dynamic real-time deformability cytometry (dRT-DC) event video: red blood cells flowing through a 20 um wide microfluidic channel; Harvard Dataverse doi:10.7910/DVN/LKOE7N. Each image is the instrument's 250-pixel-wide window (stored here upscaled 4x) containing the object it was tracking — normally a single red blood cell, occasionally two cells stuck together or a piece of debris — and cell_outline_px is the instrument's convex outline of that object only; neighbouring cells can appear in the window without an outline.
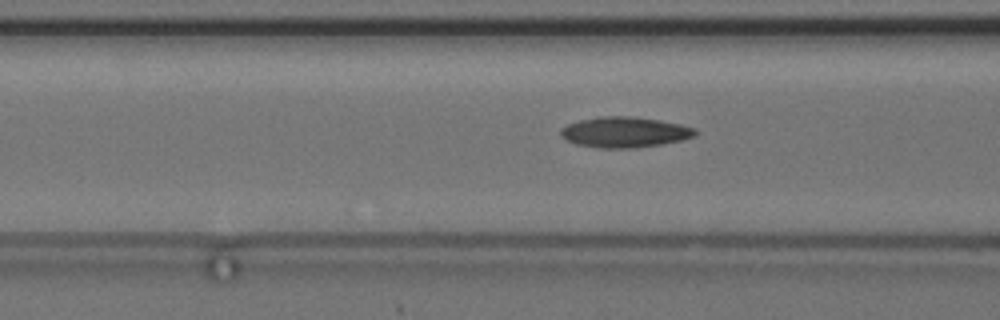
{"species": "common noctule bat (a hibernating species)", "species_latin": "Nyctalus noctula", "temperature_condition": "cold", "stored_images_in_passage": 49, "camera_frame_rate_fps": 3000, "um_per_image_px": 0.085, "animal": {"sex": "female", "body_mass_g": 24.6, "forearm_length_mm": 56.2}, "frame": {"image": 1, "passage_image": 15, "time_ms": 4.667, "image_size_px": [1000, 320], "cell_outline_px": [[700, 132], [696, 136], [680, 140], [660, 144], [632, 148], [596, 148], [576, 144], [560, 136], [560, 128], [568, 124], [580, 120], [600, 116], [628, 116], [660, 120], [680, 124], [696, 128]], "centroid_in_image_um": [53.1, 11.23], "position_along_channel_um": 113.5, "area_um2": 24.04}}
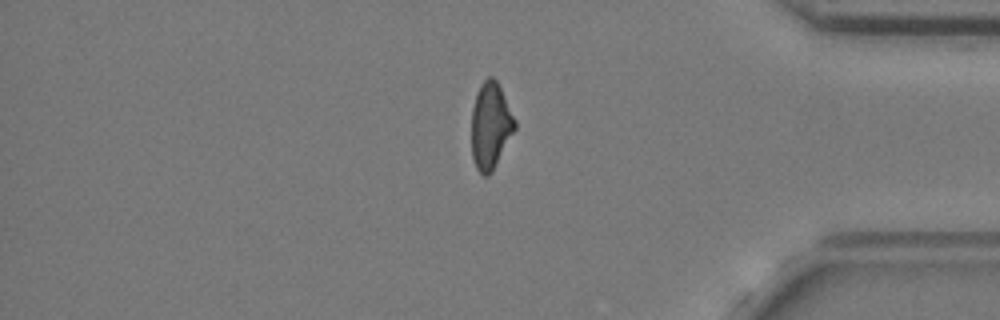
{"frame": {"image": 2, "passage_image": 40, "time_ms": 13.0, "image_size_px": [1000, 320], "cell_outline_px": [[516, 128], [492, 172], [488, 176], [484, 176], [476, 168], [472, 156], [472, 108], [476, 92], [480, 84], [488, 76], [492, 76], [496, 80], [516, 120]], "centroid_in_image_um": [41.69, 10.68], "position_along_channel_um": 393.5, "area_um2": 21.79}}
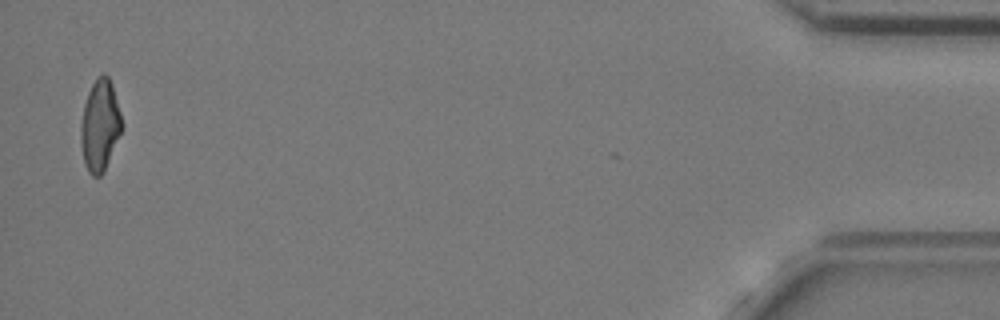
{"frame": {"image": 3, "passage_image": 48, "time_ms": 15.667, "image_size_px": [1000, 320], "cell_outline_px": [[120, 132], [104, 172], [100, 176], [92, 176], [88, 172], [84, 164], [80, 144], [80, 124], [84, 104], [88, 92], [92, 84], [104, 72], [108, 76], [112, 84], [120, 112]], "centroid_in_image_um": [8.45, 10.68], "position_along_channel_um": 426.7, "area_um2": 21.56}, "authors_computed_cell_mechanics": {"area_um2": 22.4264, "velocity_mm_per_s": 3.6551, "shape_relaxation_time_tau1_ms": null, "shape_relaxation_time_tau2_ms": 2.4592, "deformation_change_tau1": null, "deformation_change_tau2": 0.1042}}